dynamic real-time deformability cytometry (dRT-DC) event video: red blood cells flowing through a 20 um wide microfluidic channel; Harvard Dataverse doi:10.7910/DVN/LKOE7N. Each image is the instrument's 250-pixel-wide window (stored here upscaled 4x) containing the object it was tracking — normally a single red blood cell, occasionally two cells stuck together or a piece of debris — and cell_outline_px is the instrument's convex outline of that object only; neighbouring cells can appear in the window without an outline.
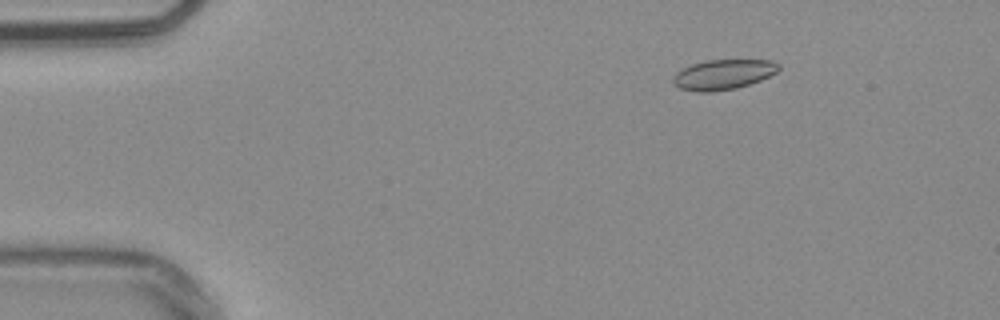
{"species": "common noctule bat (a hibernating species)", "species_latin": "Nyctalus noctula", "temperature_condition": "warm", "stored_images_in_passage": 54, "camera_frame_rate_fps": 3000, "um_per_image_px": 0.085, "animal": {"sex": "male", "body_mass_g": 20.4}, "frame": {"image": 1, "passage_image": 8, "time_ms": 2.333, "image_size_px": [1000, 320], "cell_outline_px": [[780, 68], [776, 72], [760, 80], [736, 88], [712, 92], [696, 92], [680, 88], [672, 84], [672, 76], [676, 72], [692, 64], [708, 60], [772, 60], [780, 64]], "centroid_in_image_um": [61.45, 6.33], "position_along_channel_um": 23.6, "area_um2": 18.5}}
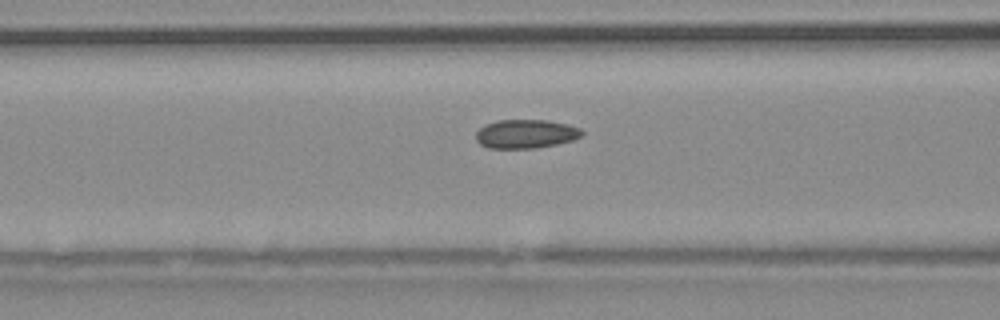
{"frame": {"image": 2, "passage_image": 22, "time_ms": 7.0, "image_size_px": [1000, 320], "cell_outline_px": [[584, 132], [580, 136], [572, 140], [556, 144], [536, 148], [488, 148], [480, 144], [476, 140], [476, 132], [480, 128], [496, 120], [548, 120], [568, 124], [580, 128]], "centroid_in_image_um": [44.69, 11.38], "position_along_channel_um": 121.9, "area_um2": 17.74}}
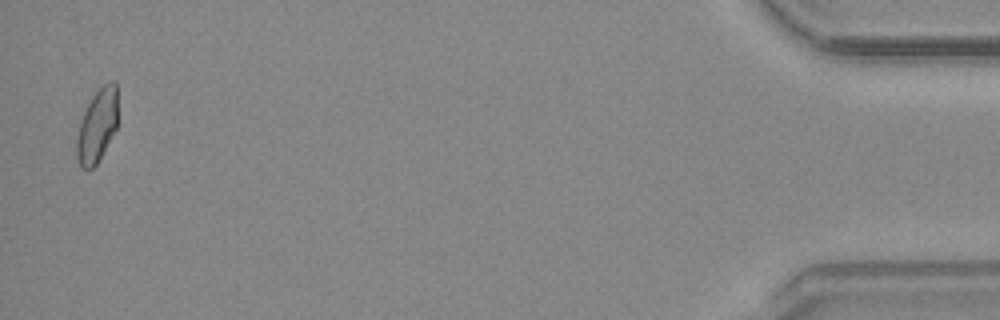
{"frame": {"image": 3, "passage_image": 53, "time_ms": 17.333, "image_size_px": [1000, 320], "cell_outline_px": [[116, 128], [96, 164], [92, 168], [80, 168], [76, 156], [76, 140], [80, 120], [92, 96], [104, 84], [112, 80], [116, 84]], "centroid_in_image_um": [8.22, 10.7], "position_along_channel_um": 427.0, "area_um2": 17.11}, "authors_computed_cell_mechanics": {"area_um2": 17.8024, "velocity_mm_per_s": 3.8006, "shape_relaxation_time_tau1_ms": null, "shape_relaxation_time_tau2_ms": 1.4619, "deformation_change_tau1": null, "deformation_change_tau2": 0.0516}}